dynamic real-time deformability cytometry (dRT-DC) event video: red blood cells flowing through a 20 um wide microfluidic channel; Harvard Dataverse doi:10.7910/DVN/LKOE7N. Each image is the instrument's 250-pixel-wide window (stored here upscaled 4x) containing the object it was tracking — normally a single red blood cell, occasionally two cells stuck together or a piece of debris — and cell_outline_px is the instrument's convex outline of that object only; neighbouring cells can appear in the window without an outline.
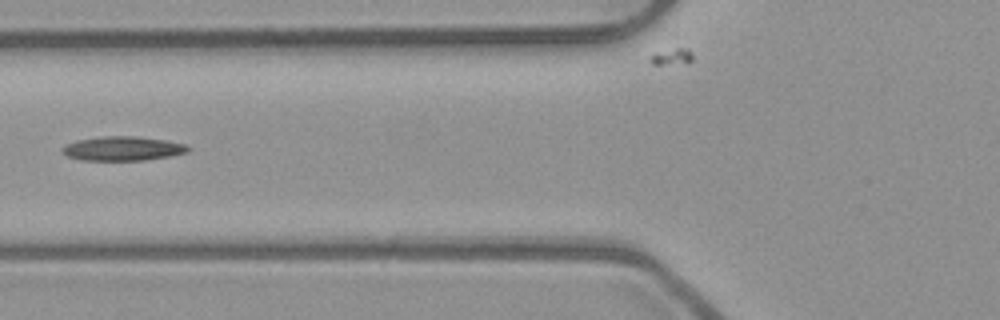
{"species": "common noctule bat (a hibernating species)", "species_latin": "Nyctalus noctula", "temperature_condition": "room temperature", "stored_images_in_passage": 4, "camera_frame_rate_fps": 3000, "um_per_image_px": 0.085, "animal": {"sex": "male", "body_mass_g": 23.1, "forearm_length_mm": 52.7}, "frame": {"image": 1, "passage_image": 2, "time_ms": 0.333, "image_size_px": [1000, 320], "cell_outline_px": [[192, 148], [188, 152], [172, 156], [144, 160], [80, 160], [68, 156], [60, 152], [60, 148], [64, 144], [76, 140], [100, 136], [140, 136], [188, 144]], "centroid_in_image_um": [10.43, 12.62], "position_along_channel_um": 115.4, "area_um2": 18.15}}
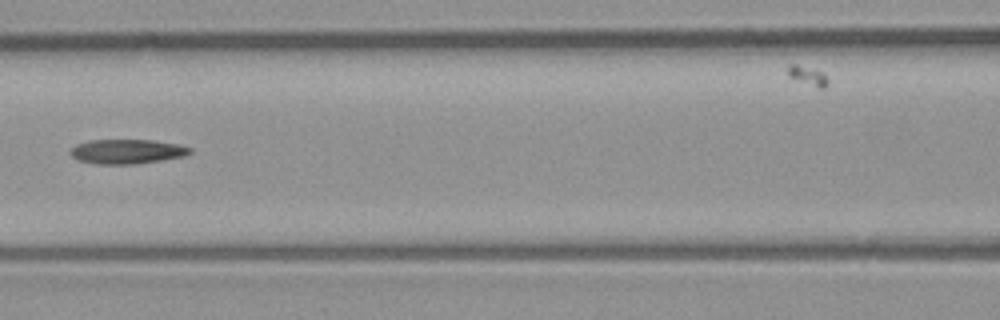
{"frame": {"image": 2, "passage_image": 3, "time_ms": 0.667, "image_size_px": [1000, 320], "cell_outline_px": [[192, 152], [184, 156], [136, 164], [96, 164], [76, 160], [68, 152], [76, 144], [92, 140], [152, 140], [176, 144], [192, 148]], "centroid_in_image_um": [10.76, 12.88], "position_along_channel_um": 155.8, "area_um2": 17.05}}